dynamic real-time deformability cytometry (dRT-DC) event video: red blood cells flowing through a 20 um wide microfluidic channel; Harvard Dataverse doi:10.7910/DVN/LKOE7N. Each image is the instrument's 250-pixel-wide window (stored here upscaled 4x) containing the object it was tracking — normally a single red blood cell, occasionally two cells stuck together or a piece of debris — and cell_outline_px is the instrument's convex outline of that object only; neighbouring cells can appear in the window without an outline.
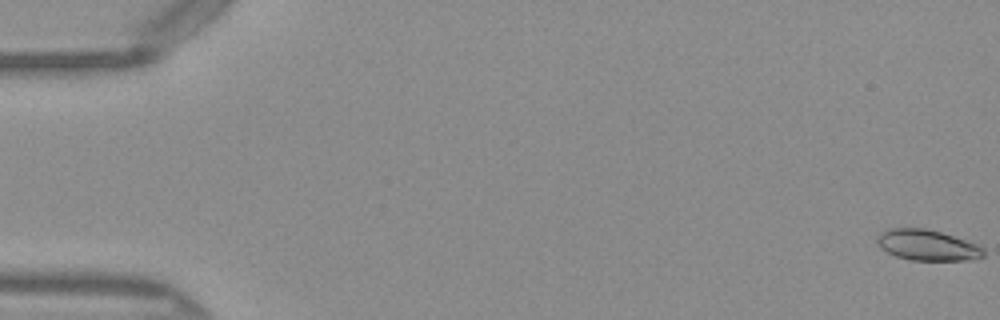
{"species": "Egyptian fruit bat (a non-hibernating species)", "species_latin": "Rousettus aegyptiacus", "temperature_condition": "warm", "stored_images_in_passage": 51, "camera_frame_rate_fps": 3000, "um_per_image_px": 0.085, "frame": {"image": 1, "passage_image": 1, "time_ms": 0.0, "image_size_px": [1000, 320], "cell_outline_px": [[984, 256], [976, 260], [912, 260], [896, 256], [880, 248], [876, 240], [876, 236], [880, 232], [888, 228], [924, 228], [940, 232], [976, 244], [984, 248]], "centroid_in_image_um": [78.8, 20.84], "position_along_channel_um": 6.2, "area_um2": 19.07}}
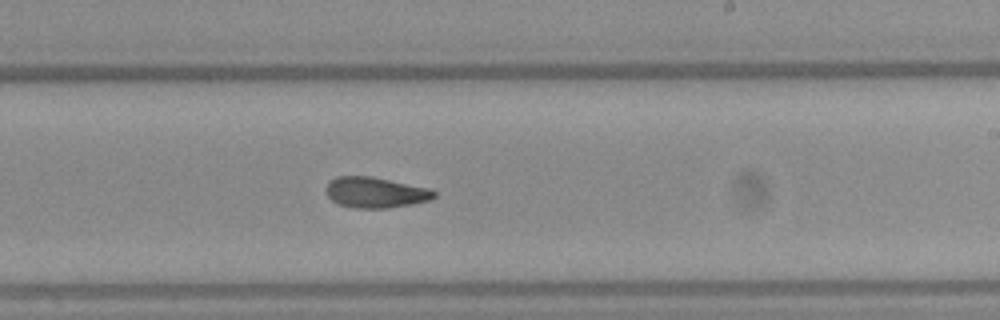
{"frame": {"image": 2, "passage_image": 31, "time_ms": 10.0, "image_size_px": [1000, 320], "cell_outline_px": [[436, 196], [432, 200], [412, 204], [388, 208], [352, 208], [340, 204], [332, 200], [328, 196], [324, 188], [328, 180], [336, 176], [372, 176], [432, 188], [436, 192]], "centroid_in_image_um": [31.93, 16.35], "position_along_channel_um": 257.1, "area_um2": 19.77}}
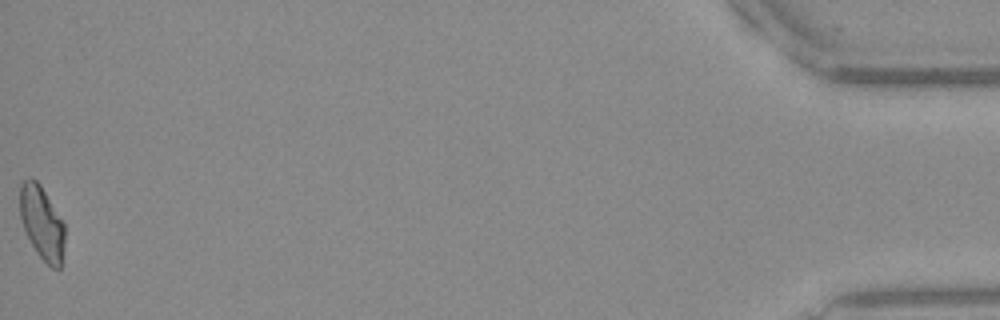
{"frame": {"image": 3, "passage_image": 51, "time_ms": 16.667, "image_size_px": [1000, 320], "cell_outline_px": [[64, 244], [60, 268], [52, 268], [36, 252], [24, 228], [20, 216], [20, 184], [28, 176], [32, 176], [40, 184], [64, 224]], "centroid_in_image_um": [3.55, 18.9], "position_along_channel_um": 431.7, "area_um2": 18.9}, "authors_computed_cell_mechanics": {"area_um2": 19.363, "velocity_mm_per_s": 4.0803, "shape_relaxation_time_tau1_ms": null, "shape_relaxation_time_tau2_ms": 3.6681, "deformation_change_tau1": null, "deformation_change_tau2": 0.1057}}